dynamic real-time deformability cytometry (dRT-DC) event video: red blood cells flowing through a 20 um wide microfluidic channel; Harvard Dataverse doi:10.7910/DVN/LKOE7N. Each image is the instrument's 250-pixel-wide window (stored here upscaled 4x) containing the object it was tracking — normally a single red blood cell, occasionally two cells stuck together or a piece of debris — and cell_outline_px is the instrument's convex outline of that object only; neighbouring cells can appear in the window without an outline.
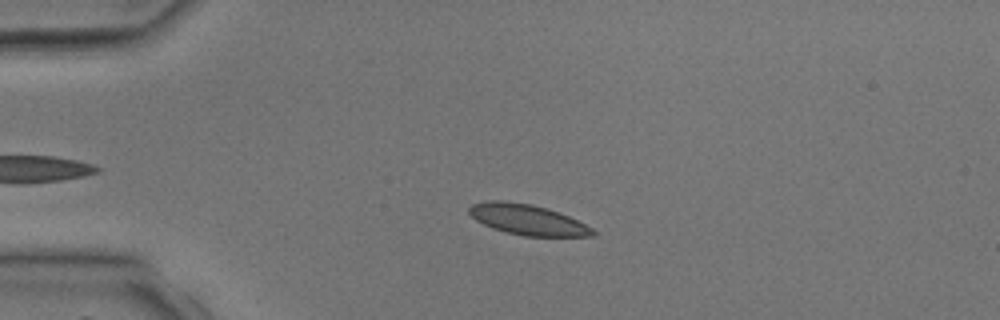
{"species": "common noctule bat (a hibernating species)", "species_latin": "Nyctalus noctula", "temperature_condition": "room temperature", "stored_images_in_passage": 4, "camera_frame_rate_fps": 3000, "um_per_image_px": 0.085, "animal": {"sex": "male", "body_mass_g": 17.9, "forearm_length_mm": 54.2}, "frame": {"image": 1, "passage_image": 2, "time_ms": 1.333, "image_size_px": [1000, 320], "cell_outline_px": [[596, 236], [524, 236], [492, 228], [476, 220], [468, 212], [468, 208], [472, 204], [488, 200], [504, 200], [532, 204], [568, 216], [592, 228], [596, 232]], "centroid_in_image_um": [44.81, 18.66], "position_along_channel_um": 40.2, "area_um2": 21.73}}